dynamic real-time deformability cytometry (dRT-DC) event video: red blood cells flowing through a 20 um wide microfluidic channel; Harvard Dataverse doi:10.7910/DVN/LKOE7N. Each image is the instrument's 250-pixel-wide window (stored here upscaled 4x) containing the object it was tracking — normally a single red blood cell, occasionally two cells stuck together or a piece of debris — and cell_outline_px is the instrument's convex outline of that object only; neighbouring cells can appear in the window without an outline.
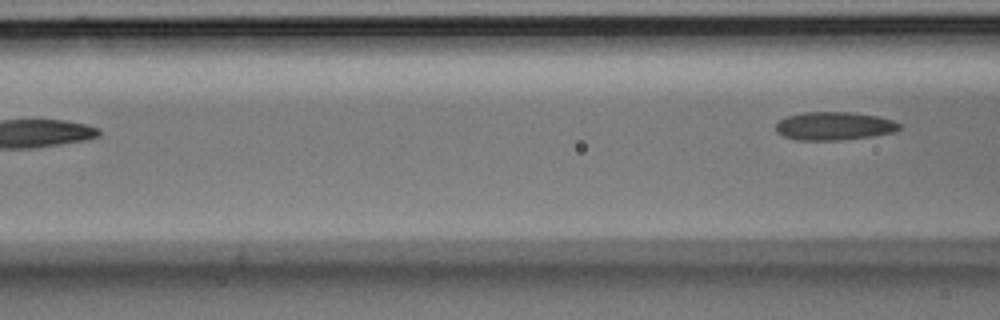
{"species": "Egyptian fruit bat (a non-hibernating species)", "species_latin": "Rousettus aegyptiacus", "temperature_condition": "room temperature", "stored_images_in_passage": 5, "camera_frame_rate_fps": 3000, "um_per_image_px": 0.085, "animal": {"sex": "male"}, "frame": {"image": 1, "passage_image": 5, "time_ms": 1.333, "image_size_px": [1000, 320], "cell_outline_px": [[900, 128], [896, 132], [872, 136], [836, 140], [796, 140], [784, 136], [776, 132], [776, 124], [780, 120], [788, 116], [804, 112], [856, 112], [880, 116], [892, 120], [900, 124]], "centroid_in_image_um": [70.92, 10.7], "position_along_channel_um": 95.7, "area_um2": 20.4}}